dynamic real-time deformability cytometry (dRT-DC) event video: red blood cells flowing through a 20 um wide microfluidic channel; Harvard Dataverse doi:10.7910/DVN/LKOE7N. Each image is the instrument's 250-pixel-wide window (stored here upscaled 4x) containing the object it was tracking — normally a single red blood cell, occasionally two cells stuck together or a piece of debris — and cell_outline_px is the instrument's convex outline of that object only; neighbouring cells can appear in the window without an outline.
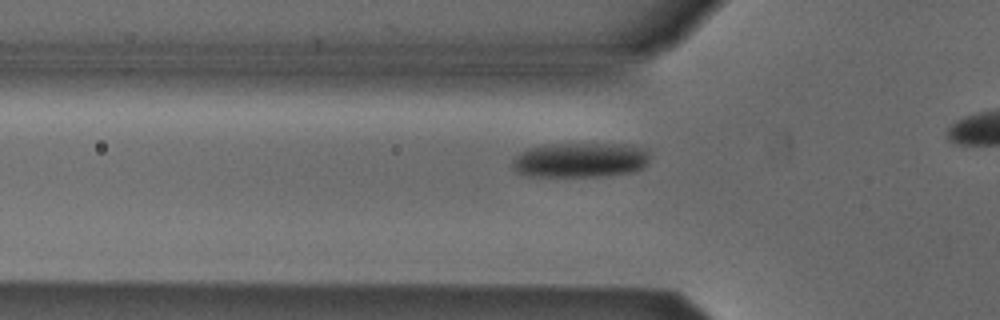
{"species": "Egyptian fruit bat (a non-hibernating species)", "species_latin": "Rousettus aegyptiacus", "temperature_condition": "cold", "stored_images_in_passage": 22, "camera_frame_rate_fps": 3000, "um_per_image_px": 0.085, "animal": {"sex": "male"}, "frame": {"image": 1, "passage_image": 13, "time_ms": 4.0, "image_size_px": [1000, 320], "cell_outline_px": [[652, 152], [648, 164], [644, 168], [636, 172], [608, 176], [528, 176], [516, 172], [512, 168], [512, 160], [520, 152], [528, 148], [544, 144], [632, 144], [648, 148]], "centroid_in_image_um": [49.42, 13.6], "position_along_channel_um": 76.4, "area_um2": 28.78}}
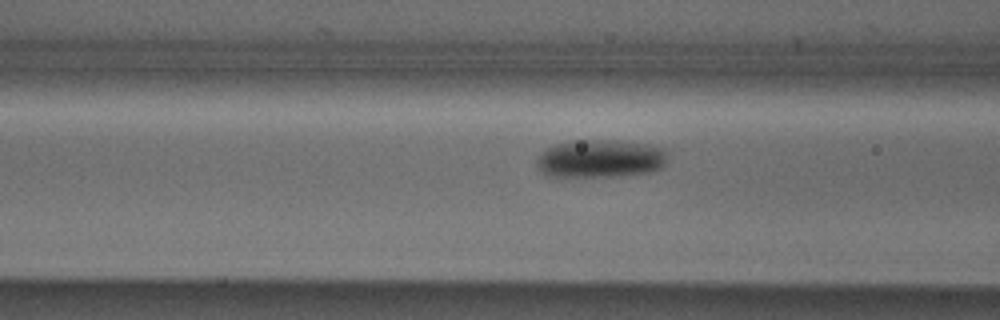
{"frame": {"image": 2, "passage_image": 16, "time_ms": 5.0, "image_size_px": [1000, 320], "cell_outline_px": [[668, 152], [664, 168], [648, 172], [608, 176], [552, 176], [544, 172], [536, 164], [536, 160], [540, 152], [556, 144], [572, 140], [616, 140], [648, 144], [664, 148]], "centroid_in_image_um": [51.07, 13.46], "position_along_channel_um": 115.5, "area_um2": 28.96}}
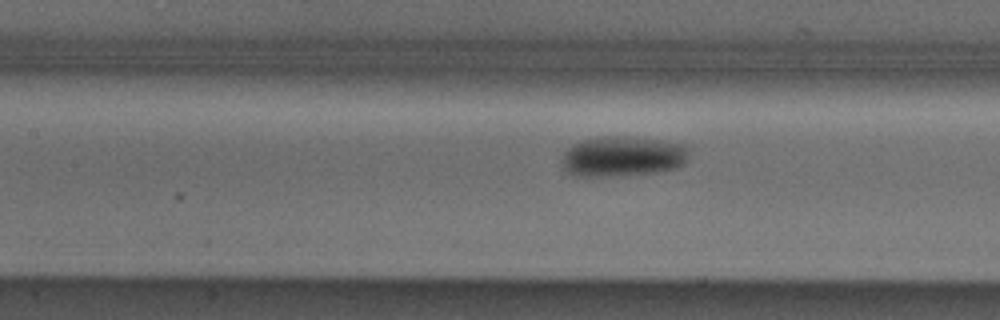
{"frame": {"image": 3, "passage_image": 19, "time_ms": 6.0, "image_size_px": [1000, 320], "cell_outline_px": [[688, 160], [684, 164], [676, 168], [652, 172], [604, 176], [576, 176], [568, 172], [564, 168], [564, 152], [572, 144], [584, 140], [600, 136], [628, 136], [660, 140], [688, 144]], "centroid_in_image_um": [52.97, 13.27], "position_along_channel_um": 154.4, "area_um2": 29.71}}